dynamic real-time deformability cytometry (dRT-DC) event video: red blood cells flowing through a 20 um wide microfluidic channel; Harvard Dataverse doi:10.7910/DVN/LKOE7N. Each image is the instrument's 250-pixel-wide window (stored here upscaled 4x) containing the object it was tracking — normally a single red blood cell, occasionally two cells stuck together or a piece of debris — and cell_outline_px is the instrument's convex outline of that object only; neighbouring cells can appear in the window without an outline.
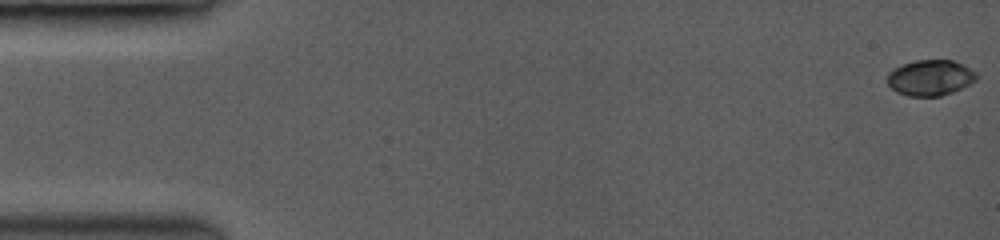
{"species": "common noctule bat (a hibernating species)", "species_latin": "Nyctalus noctula", "temperature_condition": "room temperature", "stored_images_in_passage": 46, "camera_frame_rate_fps": 3500, "um_per_image_px": 0.085, "animal": {"sex": "female", "body_mass_g": 19.0, "forearm_length_mm": 53.3}, "frame": {"image": 1, "passage_image": 1, "time_ms": 0.0, "image_size_px": [1000, 240], "cell_outline_px": [[976, 80], [952, 92], [940, 96], [908, 96], [896, 92], [888, 84], [888, 72], [904, 64], [916, 60], [952, 60], [964, 64], [976, 72]], "centroid_in_image_um": [79.08, 6.6], "position_along_channel_um": 5.9, "area_um2": 18.38}}
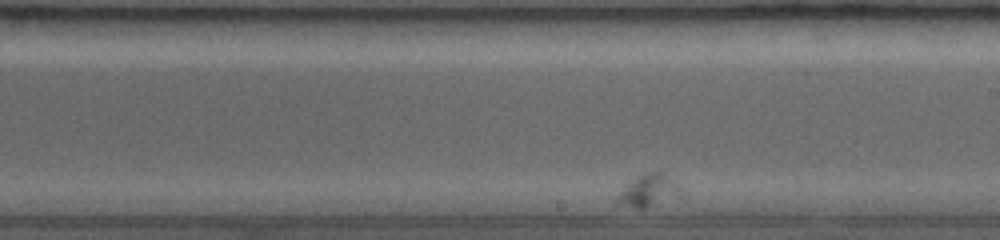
{"frame": {"image": 2, "passage_image": 27, "time_ms": 7.429, "image_size_px": [1000, 240], "cell_outline_px": [[680, 196], [644, 208], [636, 208], [616, 204], [616, 196], [636, 176], [648, 172], [664, 172], [680, 184]], "centroid_in_image_um": [55.14, 16.19], "position_along_channel_um": 233.9, "area_um2": 11.91}}
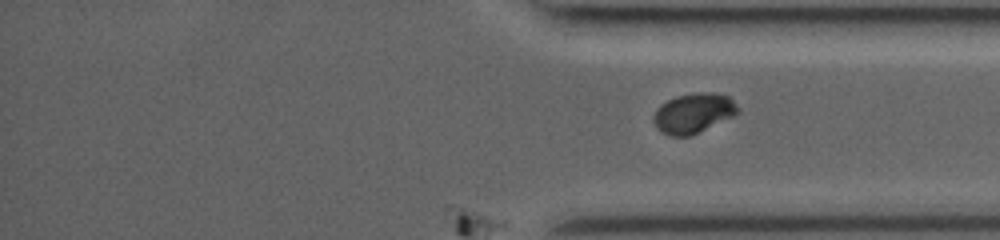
{"frame": {"image": 3, "passage_image": 46, "time_ms": 12.857, "image_size_px": [1000, 240], "cell_outline_px": [[740, 112], [736, 116], [688, 136], [668, 136], [660, 132], [656, 128], [652, 120], [652, 116], [656, 108], [660, 104], [676, 96], [696, 92], [712, 92], [728, 96], [740, 108]], "centroid_in_image_um": [58.93, 9.62], "position_along_channel_um": 376.3, "area_um2": 19.94}}